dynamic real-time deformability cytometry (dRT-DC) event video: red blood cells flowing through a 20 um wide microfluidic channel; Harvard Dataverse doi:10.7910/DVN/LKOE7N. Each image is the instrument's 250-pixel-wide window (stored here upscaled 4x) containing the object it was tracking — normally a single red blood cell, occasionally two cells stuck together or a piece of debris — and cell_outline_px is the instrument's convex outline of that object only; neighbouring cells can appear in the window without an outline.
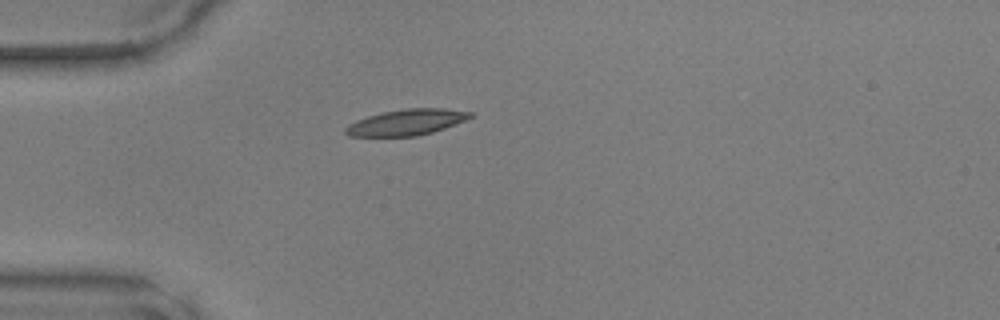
{"species": "common noctule bat (a hibernating species)", "species_latin": "Nyctalus noctula", "temperature_condition": "warm", "stored_images_in_passage": 36, "camera_frame_rate_fps": 3000, "um_per_image_px": 0.085, "animal": {"sex": "male", "body_mass_g": 17.9, "forearm_length_mm": 54.2}, "frame": {"image": 1, "passage_image": 1, "time_ms": 0.0, "image_size_px": [1000, 320], "cell_outline_px": [[472, 116], [464, 120], [444, 128], [432, 132], [416, 136], [348, 136], [344, 132], [344, 128], [348, 124], [356, 120], [368, 116], [384, 112], [404, 108], [444, 108], [472, 112]], "centroid_in_image_um": [34.51, 10.39], "position_along_channel_um": 50.5, "area_um2": 18.73}}
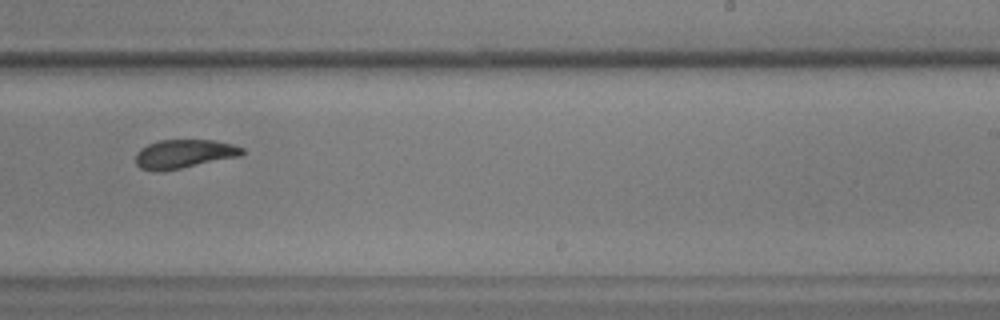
{"frame": {"image": 2, "passage_image": 18, "time_ms": 5.667, "image_size_px": [1000, 320], "cell_outline_px": [[244, 152], [240, 156], [180, 168], [156, 172], [140, 168], [136, 164], [136, 152], [140, 148], [148, 144], [160, 140], [216, 140], [232, 144], [244, 148]], "centroid_in_image_um": [15.62, 13.07], "position_along_channel_um": 273.4, "area_um2": 17.8}}
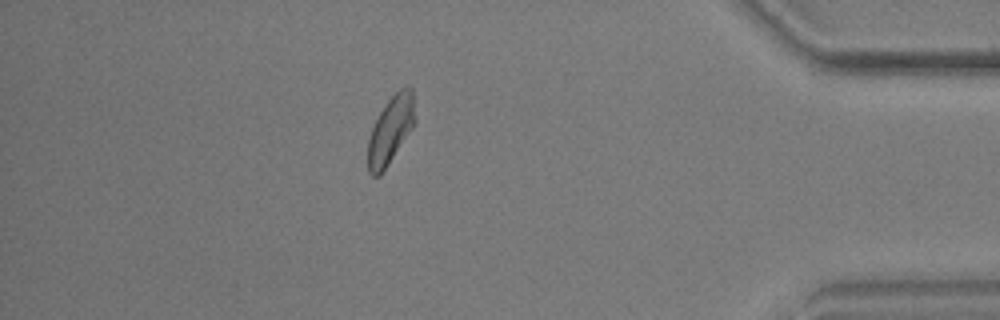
{"frame": {"image": 3, "passage_image": 30, "time_ms": 9.667, "image_size_px": [1000, 320], "cell_outline_px": [[416, 124], [380, 176], [372, 176], [368, 172], [368, 140], [372, 128], [380, 112], [388, 100], [400, 88], [412, 88], [416, 120]], "centroid_in_image_um": [33.22, 11.07], "position_along_channel_um": 402.0, "area_um2": 18.5}}